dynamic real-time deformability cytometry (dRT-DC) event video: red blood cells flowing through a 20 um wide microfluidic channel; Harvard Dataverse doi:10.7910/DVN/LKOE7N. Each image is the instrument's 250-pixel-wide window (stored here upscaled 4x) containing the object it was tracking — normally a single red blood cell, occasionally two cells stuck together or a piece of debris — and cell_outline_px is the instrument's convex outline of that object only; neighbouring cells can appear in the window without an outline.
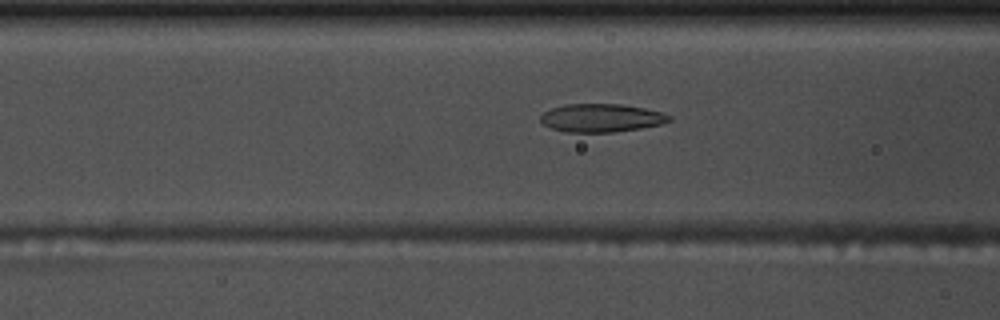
{"species": "common noctule bat (a hibernating species)", "species_latin": "Nyctalus noctula", "temperature_condition": "warm", "stored_images_in_passage": 55, "camera_frame_rate_fps": 3000, "um_per_image_px": 0.085, "animal": {"sex": "male", "body_mass_g": 17.5, "forearm_length_mm": 52.3}, "frame": {"image": 1, "passage_image": 21, "time_ms": 6.667, "image_size_px": [1000, 320], "cell_outline_px": [[672, 120], [660, 124], [640, 128], [612, 132], [564, 132], [552, 128], [544, 124], [540, 120], [540, 116], [544, 112], [552, 108], [564, 104], [620, 104], [644, 108], [660, 112], [672, 116]], "centroid_in_image_um": [51.1, 10.02], "position_along_channel_um": 115.5, "area_um2": 21.04}}
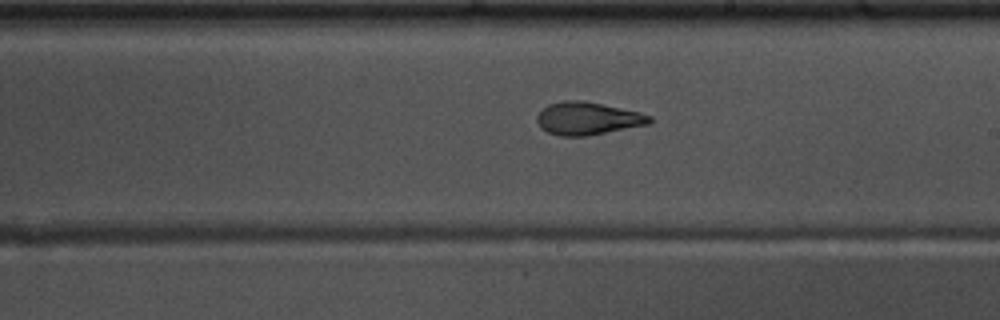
{"frame": {"image": 2, "passage_image": 31, "time_ms": 10.0, "image_size_px": [1000, 320], "cell_outline_px": [[652, 120], [648, 124], [588, 136], [560, 136], [548, 132], [540, 128], [536, 120], [536, 116], [548, 104], [564, 100], [580, 100], [640, 112], [652, 116]], "centroid_in_image_um": [49.92, 10.08], "position_along_channel_um": 239.1, "area_um2": 21.39}}
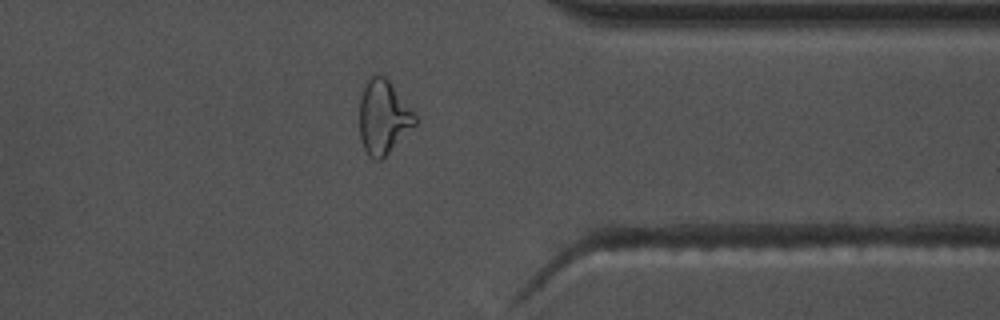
{"frame": {"image": 3, "passage_image": 43, "time_ms": 14.0, "image_size_px": [1000, 320], "cell_outline_px": [[420, 120], [380, 160], [376, 160], [368, 156], [360, 140], [360, 96], [364, 84], [368, 76], [384, 76], [388, 80]], "centroid_in_image_um": [32.56, 9.95], "position_along_channel_um": 378.8, "area_um2": 23.7}, "authors_computed_cell_mechanics": {"area_um2": 22.0218, "velocity_mm_per_s": 3.713, "shape_relaxation_time_tau1_ms": null, "shape_relaxation_time_tau2_ms": 1.9709, "deformation_change_tau1": null, "deformation_change_tau2": 0.097}}